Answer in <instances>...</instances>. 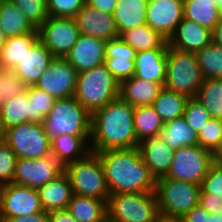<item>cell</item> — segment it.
Listing matches in <instances>:
<instances>
[{"label": "cell", "instance_id": "cell-16", "mask_svg": "<svg viewBox=\"0 0 222 222\" xmlns=\"http://www.w3.org/2000/svg\"><path fill=\"white\" fill-rule=\"evenodd\" d=\"M74 19L81 34L105 41L119 37L113 14L101 12L86 3Z\"/></svg>", "mask_w": 222, "mask_h": 222}, {"label": "cell", "instance_id": "cell-14", "mask_svg": "<svg viewBox=\"0 0 222 222\" xmlns=\"http://www.w3.org/2000/svg\"><path fill=\"white\" fill-rule=\"evenodd\" d=\"M77 76L78 72L65 58L54 57L35 86L55 99H65L74 96Z\"/></svg>", "mask_w": 222, "mask_h": 222}, {"label": "cell", "instance_id": "cell-51", "mask_svg": "<svg viewBox=\"0 0 222 222\" xmlns=\"http://www.w3.org/2000/svg\"><path fill=\"white\" fill-rule=\"evenodd\" d=\"M212 42L222 47V19H219L218 24L212 31Z\"/></svg>", "mask_w": 222, "mask_h": 222}, {"label": "cell", "instance_id": "cell-46", "mask_svg": "<svg viewBox=\"0 0 222 222\" xmlns=\"http://www.w3.org/2000/svg\"><path fill=\"white\" fill-rule=\"evenodd\" d=\"M199 205L210 214L222 213V195L211 193L199 194Z\"/></svg>", "mask_w": 222, "mask_h": 222}, {"label": "cell", "instance_id": "cell-11", "mask_svg": "<svg viewBox=\"0 0 222 222\" xmlns=\"http://www.w3.org/2000/svg\"><path fill=\"white\" fill-rule=\"evenodd\" d=\"M39 40L54 57L64 58L81 35L78 25L71 17L48 16L37 29Z\"/></svg>", "mask_w": 222, "mask_h": 222}, {"label": "cell", "instance_id": "cell-27", "mask_svg": "<svg viewBox=\"0 0 222 222\" xmlns=\"http://www.w3.org/2000/svg\"><path fill=\"white\" fill-rule=\"evenodd\" d=\"M67 210L77 222H102L107 216V202L73 194Z\"/></svg>", "mask_w": 222, "mask_h": 222}, {"label": "cell", "instance_id": "cell-8", "mask_svg": "<svg viewBox=\"0 0 222 222\" xmlns=\"http://www.w3.org/2000/svg\"><path fill=\"white\" fill-rule=\"evenodd\" d=\"M107 212L115 222H154L160 215L155 191L112 194Z\"/></svg>", "mask_w": 222, "mask_h": 222}, {"label": "cell", "instance_id": "cell-10", "mask_svg": "<svg viewBox=\"0 0 222 222\" xmlns=\"http://www.w3.org/2000/svg\"><path fill=\"white\" fill-rule=\"evenodd\" d=\"M213 164V153L198 146L175 149L170 170L165 177L201 185Z\"/></svg>", "mask_w": 222, "mask_h": 222}, {"label": "cell", "instance_id": "cell-44", "mask_svg": "<svg viewBox=\"0 0 222 222\" xmlns=\"http://www.w3.org/2000/svg\"><path fill=\"white\" fill-rule=\"evenodd\" d=\"M47 12L53 17H71L74 18L76 13L86 3V0H46Z\"/></svg>", "mask_w": 222, "mask_h": 222}, {"label": "cell", "instance_id": "cell-57", "mask_svg": "<svg viewBox=\"0 0 222 222\" xmlns=\"http://www.w3.org/2000/svg\"><path fill=\"white\" fill-rule=\"evenodd\" d=\"M220 19H222V1L220 2Z\"/></svg>", "mask_w": 222, "mask_h": 222}, {"label": "cell", "instance_id": "cell-41", "mask_svg": "<svg viewBox=\"0 0 222 222\" xmlns=\"http://www.w3.org/2000/svg\"><path fill=\"white\" fill-rule=\"evenodd\" d=\"M197 135L199 145L214 153L222 141V120L210 118Z\"/></svg>", "mask_w": 222, "mask_h": 222}, {"label": "cell", "instance_id": "cell-49", "mask_svg": "<svg viewBox=\"0 0 222 222\" xmlns=\"http://www.w3.org/2000/svg\"><path fill=\"white\" fill-rule=\"evenodd\" d=\"M86 4L101 12L113 14L117 0H86Z\"/></svg>", "mask_w": 222, "mask_h": 222}, {"label": "cell", "instance_id": "cell-6", "mask_svg": "<svg viewBox=\"0 0 222 222\" xmlns=\"http://www.w3.org/2000/svg\"><path fill=\"white\" fill-rule=\"evenodd\" d=\"M72 187V193L93 197L108 203L110 196L105 173L97 153L89 152L84 158L64 167Z\"/></svg>", "mask_w": 222, "mask_h": 222}, {"label": "cell", "instance_id": "cell-29", "mask_svg": "<svg viewBox=\"0 0 222 222\" xmlns=\"http://www.w3.org/2000/svg\"><path fill=\"white\" fill-rule=\"evenodd\" d=\"M159 137L174 150L199 145L197 133L187 124L184 117L165 122Z\"/></svg>", "mask_w": 222, "mask_h": 222}, {"label": "cell", "instance_id": "cell-18", "mask_svg": "<svg viewBox=\"0 0 222 222\" xmlns=\"http://www.w3.org/2000/svg\"><path fill=\"white\" fill-rule=\"evenodd\" d=\"M136 53L120 36L106 41L104 65L118 83L135 75Z\"/></svg>", "mask_w": 222, "mask_h": 222}, {"label": "cell", "instance_id": "cell-55", "mask_svg": "<svg viewBox=\"0 0 222 222\" xmlns=\"http://www.w3.org/2000/svg\"><path fill=\"white\" fill-rule=\"evenodd\" d=\"M213 222H222V213L213 215Z\"/></svg>", "mask_w": 222, "mask_h": 222}, {"label": "cell", "instance_id": "cell-22", "mask_svg": "<svg viewBox=\"0 0 222 222\" xmlns=\"http://www.w3.org/2000/svg\"><path fill=\"white\" fill-rule=\"evenodd\" d=\"M168 47L136 53L134 60L135 76L160 83L164 87L166 77V54Z\"/></svg>", "mask_w": 222, "mask_h": 222}, {"label": "cell", "instance_id": "cell-58", "mask_svg": "<svg viewBox=\"0 0 222 222\" xmlns=\"http://www.w3.org/2000/svg\"><path fill=\"white\" fill-rule=\"evenodd\" d=\"M3 135V130H2V126H1V120H0V138L2 137Z\"/></svg>", "mask_w": 222, "mask_h": 222}, {"label": "cell", "instance_id": "cell-26", "mask_svg": "<svg viewBox=\"0 0 222 222\" xmlns=\"http://www.w3.org/2000/svg\"><path fill=\"white\" fill-rule=\"evenodd\" d=\"M147 3L148 0H117L113 17L119 35L146 24Z\"/></svg>", "mask_w": 222, "mask_h": 222}, {"label": "cell", "instance_id": "cell-47", "mask_svg": "<svg viewBox=\"0 0 222 222\" xmlns=\"http://www.w3.org/2000/svg\"><path fill=\"white\" fill-rule=\"evenodd\" d=\"M181 220L182 222H213V214L198 205L181 217Z\"/></svg>", "mask_w": 222, "mask_h": 222}, {"label": "cell", "instance_id": "cell-53", "mask_svg": "<svg viewBox=\"0 0 222 222\" xmlns=\"http://www.w3.org/2000/svg\"><path fill=\"white\" fill-rule=\"evenodd\" d=\"M154 222H182L181 218L166 217L159 215Z\"/></svg>", "mask_w": 222, "mask_h": 222}, {"label": "cell", "instance_id": "cell-45", "mask_svg": "<svg viewBox=\"0 0 222 222\" xmlns=\"http://www.w3.org/2000/svg\"><path fill=\"white\" fill-rule=\"evenodd\" d=\"M200 193L222 195V166L213 163L200 185Z\"/></svg>", "mask_w": 222, "mask_h": 222}, {"label": "cell", "instance_id": "cell-15", "mask_svg": "<svg viewBox=\"0 0 222 222\" xmlns=\"http://www.w3.org/2000/svg\"><path fill=\"white\" fill-rule=\"evenodd\" d=\"M184 17L183 0H148L146 24L167 41Z\"/></svg>", "mask_w": 222, "mask_h": 222}, {"label": "cell", "instance_id": "cell-56", "mask_svg": "<svg viewBox=\"0 0 222 222\" xmlns=\"http://www.w3.org/2000/svg\"><path fill=\"white\" fill-rule=\"evenodd\" d=\"M102 222H115V221L111 220V219L107 216Z\"/></svg>", "mask_w": 222, "mask_h": 222}, {"label": "cell", "instance_id": "cell-3", "mask_svg": "<svg viewBox=\"0 0 222 222\" xmlns=\"http://www.w3.org/2000/svg\"><path fill=\"white\" fill-rule=\"evenodd\" d=\"M42 124L50 140L66 134L91 135V114L74 96L56 99Z\"/></svg>", "mask_w": 222, "mask_h": 222}, {"label": "cell", "instance_id": "cell-40", "mask_svg": "<svg viewBox=\"0 0 222 222\" xmlns=\"http://www.w3.org/2000/svg\"><path fill=\"white\" fill-rule=\"evenodd\" d=\"M26 16L30 24L38 29L48 18L46 0H11Z\"/></svg>", "mask_w": 222, "mask_h": 222}, {"label": "cell", "instance_id": "cell-37", "mask_svg": "<svg viewBox=\"0 0 222 222\" xmlns=\"http://www.w3.org/2000/svg\"><path fill=\"white\" fill-rule=\"evenodd\" d=\"M204 79H222V47L211 42L195 53Z\"/></svg>", "mask_w": 222, "mask_h": 222}, {"label": "cell", "instance_id": "cell-4", "mask_svg": "<svg viewBox=\"0 0 222 222\" xmlns=\"http://www.w3.org/2000/svg\"><path fill=\"white\" fill-rule=\"evenodd\" d=\"M74 97L92 114L119 97V83L102 64L78 73Z\"/></svg>", "mask_w": 222, "mask_h": 222}, {"label": "cell", "instance_id": "cell-48", "mask_svg": "<svg viewBox=\"0 0 222 222\" xmlns=\"http://www.w3.org/2000/svg\"><path fill=\"white\" fill-rule=\"evenodd\" d=\"M3 222H49V217L47 212H36L30 215L9 218Z\"/></svg>", "mask_w": 222, "mask_h": 222}, {"label": "cell", "instance_id": "cell-7", "mask_svg": "<svg viewBox=\"0 0 222 222\" xmlns=\"http://www.w3.org/2000/svg\"><path fill=\"white\" fill-rule=\"evenodd\" d=\"M200 191V185L191 182L165 176L156 179L155 194L159 214L166 217H183L199 205Z\"/></svg>", "mask_w": 222, "mask_h": 222}, {"label": "cell", "instance_id": "cell-9", "mask_svg": "<svg viewBox=\"0 0 222 222\" xmlns=\"http://www.w3.org/2000/svg\"><path fill=\"white\" fill-rule=\"evenodd\" d=\"M1 139L17 158L38 159L51 154L50 139L41 123L27 121L10 127Z\"/></svg>", "mask_w": 222, "mask_h": 222}, {"label": "cell", "instance_id": "cell-20", "mask_svg": "<svg viewBox=\"0 0 222 222\" xmlns=\"http://www.w3.org/2000/svg\"><path fill=\"white\" fill-rule=\"evenodd\" d=\"M54 56L38 40L14 67L16 75L27 85L33 86L46 71Z\"/></svg>", "mask_w": 222, "mask_h": 222}, {"label": "cell", "instance_id": "cell-35", "mask_svg": "<svg viewBox=\"0 0 222 222\" xmlns=\"http://www.w3.org/2000/svg\"><path fill=\"white\" fill-rule=\"evenodd\" d=\"M187 100L186 96L163 87L152 107L165 123L183 117Z\"/></svg>", "mask_w": 222, "mask_h": 222}, {"label": "cell", "instance_id": "cell-24", "mask_svg": "<svg viewBox=\"0 0 222 222\" xmlns=\"http://www.w3.org/2000/svg\"><path fill=\"white\" fill-rule=\"evenodd\" d=\"M51 154L65 167L84 158L90 150V136L61 135L50 140Z\"/></svg>", "mask_w": 222, "mask_h": 222}, {"label": "cell", "instance_id": "cell-42", "mask_svg": "<svg viewBox=\"0 0 222 222\" xmlns=\"http://www.w3.org/2000/svg\"><path fill=\"white\" fill-rule=\"evenodd\" d=\"M17 157L0 138V187L13 182Z\"/></svg>", "mask_w": 222, "mask_h": 222}, {"label": "cell", "instance_id": "cell-30", "mask_svg": "<svg viewBox=\"0 0 222 222\" xmlns=\"http://www.w3.org/2000/svg\"><path fill=\"white\" fill-rule=\"evenodd\" d=\"M184 18L192 20L211 31L220 19V2L217 0H183Z\"/></svg>", "mask_w": 222, "mask_h": 222}, {"label": "cell", "instance_id": "cell-2", "mask_svg": "<svg viewBox=\"0 0 222 222\" xmlns=\"http://www.w3.org/2000/svg\"><path fill=\"white\" fill-rule=\"evenodd\" d=\"M100 158L110 195L155 191L156 179L137 147L96 152Z\"/></svg>", "mask_w": 222, "mask_h": 222}, {"label": "cell", "instance_id": "cell-21", "mask_svg": "<svg viewBox=\"0 0 222 222\" xmlns=\"http://www.w3.org/2000/svg\"><path fill=\"white\" fill-rule=\"evenodd\" d=\"M138 148L151 175L158 179L168 174L173 160L174 149L157 136L139 143Z\"/></svg>", "mask_w": 222, "mask_h": 222}, {"label": "cell", "instance_id": "cell-54", "mask_svg": "<svg viewBox=\"0 0 222 222\" xmlns=\"http://www.w3.org/2000/svg\"><path fill=\"white\" fill-rule=\"evenodd\" d=\"M6 36L2 30V28L0 27V50L1 48L4 46L5 42H6Z\"/></svg>", "mask_w": 222, "mask_h": 222}, {"label": "cell", "instance_id": "cell-52", "mask_svg": "<svg viewBox=\"0 0 222 222\" xmlns=\"http://www.w3.org/2000/svg\"><path fill=\"white\" fill-rule=\"evenodd\" d=\"M213 163L222 166V141L213 153Z\"/></svg>", "mask_w": 222, "mask_h": 222}, {"label": "cell", "instance_id": "cell-32", "mask_svg": "<svg viewBox=\"0 0 222 222\" xmlns=\"http://www.w3.org/2000/svg\"><path fill=\"white\" fill-rule=\"evenodd\" d=\"M38 40L39 33L7 37L0 50V67L14 68Z\"/></svg>", "mask_w": 222, "mask_h": 222}, {"label": "cell", "instance_id": "cell-39", "mask_svg": "<svg viewBox=\"0 0 222 222\" xmlns=\"http://www.w3.org/2000/svg\"><path fill=\"white\" fill-rule=\"evenodd\" d=\"M28 86L16 75L14 68L0 67V104L24 93Z\"/></svg>", "mask_w": 222, "mask_h": 222}, {"label": "cell", "instance_id": "cell-13", "mask_svg": "<svg viewBox=\"0 0 222 222\" xmlns=\"http://www.w3.org/2000/svg\"><path fill=\"white\" fill-rule=\"evenodd\" d=\"M64 172V166L52 155L38 158H17L13 183L38 189Z\"/></svg>", "mask_w": 222, "mask_h": 222}, {"label": "cell", "instance_id": "cell-1", "mask_svg": "<svg viewBox=\"0 0 222 222\" xmlns=\"http://www.w3.org/2000/svg\"><path fill=\"white\" fill-rule=\"evenodd\" d=\"M139 145L134 129V106L120 97L91 114V152L128 149Z\"/></svg>", "mask_w": 222, "mask_h": 222}, {"label": "cell", "instance_id": "cell-28", "mask_svg": "<svg viewBox=\"0 0 222 222\" xmlns=\"http://www.w3.org/2000/svg\"><path fill=\"white\" fill-rule=\"evenodd\" d=\"M0 27L6 37L38 33L11 0H0Z\"/></svg>", "mask_w": 222, "mask_h": 222}, {"label": "cell", "instance_id": "cell-36", "mask_svg": "<svg viewBox=\"0 0 222 222\" xmlns=\"http://www.w3.org/2000/svg\"><path fill=\"white\" fill-rule=\"evenodd\" d=\"M210 118L222 120V79H204L195 96Z\"/></svg>", "mask_w": 222, "mask_h": 222}, {"label": "cell", "instance_id": "cell-5", "mask_svg": "<svg viewBox=\"0 0 222 222\" xmlns=\"http://www.w3.org/2000/svg\"><path fill=\"white\" fill-rule=\"evenodd\" d=\"M203 81L195 53L168 46L164 87L190 99L195 98Z\"/></svg>", "mask_w": 222, "mask_h": 222}, {"label": "cell", "instance_id": "cell-12", "mask_svg": "<svg viewBox=\"0 0 222 222\" xmlns=\"http://www.w3.org/2000/svg\"><path fill=\"white\" fill-rule=\"evenodd\" d=\"M36 212H45L37 189L13 182L0 187V222Z\"/></svg>", "mask_w": 222, "mask_h": 222}, {"label": "cell", "instance_id": "cell-33", "mask_svg": "<svg viewBox=\"0 0 222 222\" xmlns=\"http://www.w3.org/2000/svg\"><path fill=\"white\" fill-rule=\"evenodd\" d=\"M119 36L136 52L168 47V41L159 32L150 28L147 24L125 31Z\"/></svg>", "mask_w": 222, "mask_h": 222}, {"label": "cell", "instance_id": "cell-50", "mask_svg": "<svg viewBox=\"0 0 222 222\" xmlns=\"http://www.w3.org/2000/svg\"><path fill=\"white\" fill-rule=\"evenodd\" d=\"M48 217L49 222H77L67 209L51 211Z\"/></svg>", "mask_w": 222, "mask_h": 222}, {"label": "cell", "instance_id": "cell-38", "mask_svg": "<svg viewBox=\"0 0 222 222\" xmlns=\"http://www.w3.org/2000/svg\"><path fill=\"white\" fill-rule=\"evenodd\" d=\"M27 93L31 108V122L42 124L56 99L35 85L28 86Z\"/></svg>", "mask_w": 222, "mask_h": 222}, {"label": "cell", "instance_id": "cell-34", "mask_svg": "<svg viewBox=\"0 0 222 222\" xmlns=\"http://www.w3.org/2000/svg\"><path fill=\"white\" fill-rule=\"evenodd\" d=\"M164 126L152 105L134 107V129L138 143L157 137Z\"/></svg>", "mask_w": 222, "mask_h": 222}, {"label": "cell", "instance_id": "cell-17", "mask_svg": "<svg viewBox=\"0 0 222 222\" xmlns=\"http://www.w3.org/2000/svg\"><path fill=\"white\" fill-rule=\"evenodd\" d=\"M106 41L81 34L64 57L79 73L104 64Z\"/></svg>", "mask_w": 222, "mask_h": 222}, {"label": "cell", "instance_id": "cell-43", "mask_svg": "<svg viewBox=\"0 0 222 222\" xmlns=\"http://www.w3.org/2000/svg\"><path fill=\"white\" fill-rule=\"evenodd\" d=\"M183 117L196 133H198L210 119L207 110L195 98L187 100Z\"/></svg>", "mask_w": 222, "mask_h": 222}, {"label": "cell", "instance_id": "cell-31", "mask_svg": "<svg viewBox=\"0 0 222 222\" xmlns=\"http://www.w3.org/2000/svg\"><path fill=\"white\" fill-rule=\"evenodd\" d=\"M0 120L3 132L21 123L31 122V108L27 91L0 104Z\"/></svg>", "mask_w": 222, "mask_h": 222}, {"label": "cell", "instance_id": "cell-23", "mask_svg": "<svg viewBox=\"0 0 222 222\" xmlns=\"http://www.w3.org/2000/svg\"><path fill=\"white\" fill-rule=\"evenodd\" d=\"M163 86L133 75L119 83V97L132 106L152 105Z\"/></svg>", "mask_w": 222, "mask_h": 222}, {"label": "cell", "instance_id": "cell-19", "mask_svg": "<svg viewBox=\"0 0 222 222\" xmlns=\"http://www.w3.org/2000/svg\"><path fill=\"white\" fill-rule=\"evenodd\" d=\"M212 42V31L183 17L168 40V46L196 53Z\"/></svg>", "mask_w": 222, "mask_h": 222}, {"label": "cell", "instance_id": "cell-25", "mask_svg": "<svg viewBox=\"0 0 222 222\" xmlns=\"http://www.w3.org/2000/svg\"><path fill=\"white\" fill-rule=\"evenodd\" d=\"M42 208L49 213L67 209L73 195L69 177L65 172L37 189Z\"/></svg>", "mask_w": 222, "mask_h": 222}]
</instances>
